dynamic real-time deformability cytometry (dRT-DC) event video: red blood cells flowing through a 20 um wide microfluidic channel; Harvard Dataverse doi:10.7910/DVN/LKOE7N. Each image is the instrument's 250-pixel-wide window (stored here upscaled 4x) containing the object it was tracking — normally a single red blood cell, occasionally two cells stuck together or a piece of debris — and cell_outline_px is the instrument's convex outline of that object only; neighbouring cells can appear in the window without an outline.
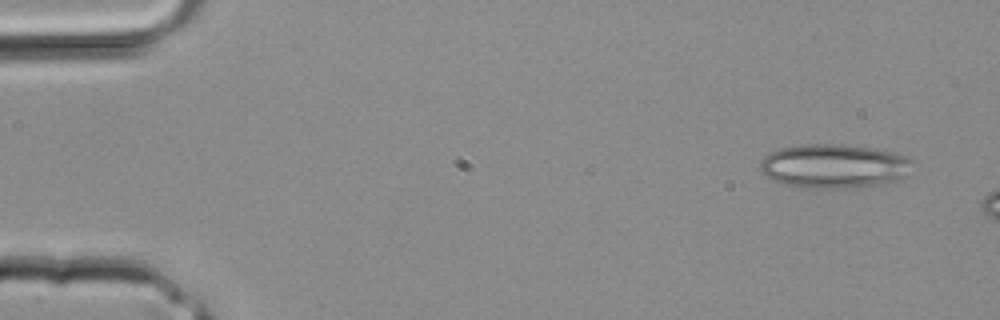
{"species": "common noctule bat (a hibernating species)", "species_latin": "Nyctalus noctula", "temperature_condition": "room temperature", "stored_images_in_passage": 6, "camera_frame_rate_fps": 3000, "um_per_image_px": 0.085, "animal": {"sex": "male", "body_mass_g": 20.4}, "frame": {"image": 1, "passage_image": 1, "time_ms": 0.0, "image_size_px": [1000, 320], "cell_outline_px": [[912, 160], [908, 176], [904, 180], [876, 184], [840, 188], [812, 188], [788, 184], [776, 180], [760, 172], [760, 164], [764, 156], [780, 148], [800, 144], [840, 144], [876, 148], [896, 152], [908, 156]], "centroid_in_image_um": [70.96, 14.09], "position_along_channel_um": 14.0, "area_um2": 39.13}}